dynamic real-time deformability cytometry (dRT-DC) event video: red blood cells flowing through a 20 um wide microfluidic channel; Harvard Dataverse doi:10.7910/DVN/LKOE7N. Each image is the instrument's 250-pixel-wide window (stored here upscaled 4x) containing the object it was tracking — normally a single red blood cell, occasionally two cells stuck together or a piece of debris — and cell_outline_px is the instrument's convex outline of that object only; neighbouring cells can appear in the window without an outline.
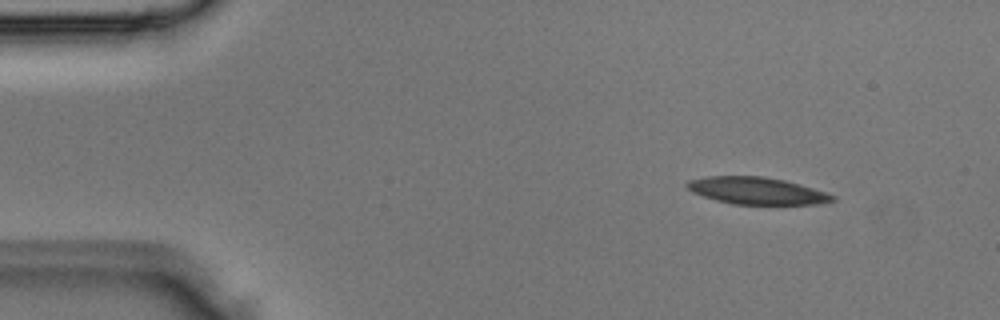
{"species": "Egyptian fruit bat (a non-hibernating species)", "species_latin": "Rousettus aegyptiacus", "temperature_condition": "room temperature", "stored_images_in_passage": 3, "camera_frame_rate_fps": 3000, "um_per_image_px": 0.085, "animal": {"sex": "male"}, "frame": {"image": 1, "passage_image": 1, "time_ms": 0.0, "image_size_px": [1000, 320], "cell_outline_px": [[836, 200], [816, 204], [732, 204], [716, 200], [692, 192], [684, 184], [688, 180], [708, 176], [764, 176], [784, 180], [812, 188], [836, 196]], "centroid_in_image_um": [64.29, 16.21], "position_along_channel_um": 20.7, "area_um2": 22.77}}